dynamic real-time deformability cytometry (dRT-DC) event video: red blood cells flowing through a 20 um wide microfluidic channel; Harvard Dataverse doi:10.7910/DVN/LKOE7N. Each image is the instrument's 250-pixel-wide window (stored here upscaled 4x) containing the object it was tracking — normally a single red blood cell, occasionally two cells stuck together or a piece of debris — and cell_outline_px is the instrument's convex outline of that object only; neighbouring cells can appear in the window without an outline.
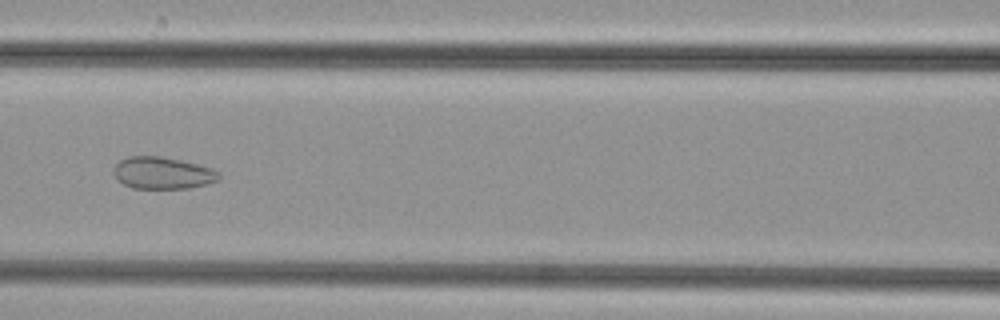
{"species": "common noctule bat (a hibernating species)", "species_latin": "Nyctalus noctula", "temperature_condition": "cold", "stored_images_in_passage": 50, "camera_frame_rate_fps": 3000, "um_per_image_px": 0.085, "animal": {"sex": "female", "body_mass_g": 29.2, "forearm_length_mm": 56.3}, "frame": {"image": 1, "passage_image": 22, "time_ms": 7.0, "image_size_px": [1000, 320], "cell_outline_px": [[220, 176], [216, 180], [204, 184], [188, 188], [132, 188], [116, 180], [112, 172], [112, 168], [120, 160], [128, 156], [160, 156], [180, 160], [212, 168], [220, 172]], "centroid_in_image_um": [13.76, 14.7], "position_along_channel_um": 152.8, "area_um2": 19.59}}
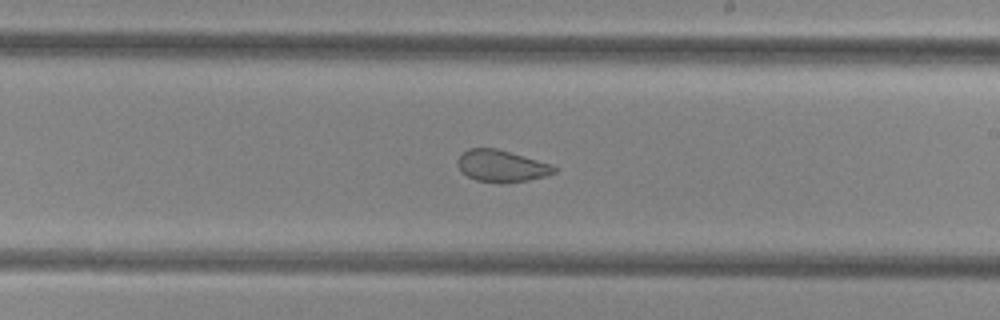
{"frame": {"image": 2, "passage_image": 29, "time_ms": 9.333, "image_size_px": [1000, 320], "cell_outline_px": [[556, 172], [548, 176], [528, 180], [504, 184], [500, 184], [476, 180], [460, 172], [456, 164], [456, 160], [468, 148], [496, 148], [552, 164], [556, 168]], "centroid_in_image_um": [42.62, 14.13], "position_along_channel_um": 246.4, "area_um2": 18.21}}
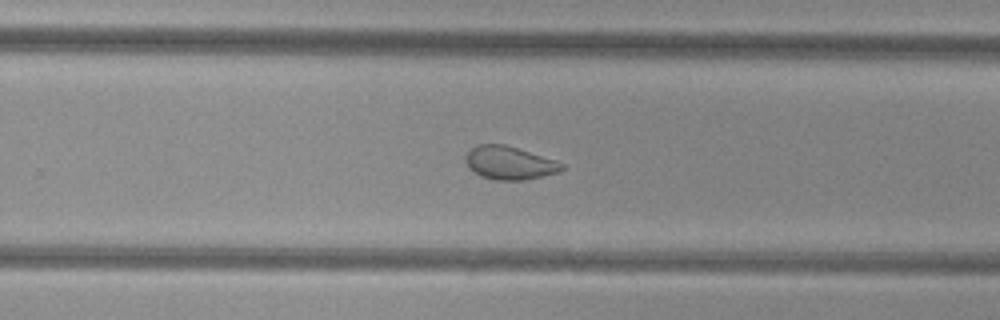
{"frame": {"image": 3, "passage_image": 32, "time_ms": 10.333, "image_size_px": [1000, 320], "cell_outline_px": [[564, 168], [560, 172], [524, 180], [496, 180], [480, 176], [468, 168], [464, 160], [468, 152], [476, 144], [504, 144], [556, 160], [564, 164]], "centroid_in_image_um": [43.29, 13.85], "position_along_channel_um": 286.5, "area_um2": 18.67}}